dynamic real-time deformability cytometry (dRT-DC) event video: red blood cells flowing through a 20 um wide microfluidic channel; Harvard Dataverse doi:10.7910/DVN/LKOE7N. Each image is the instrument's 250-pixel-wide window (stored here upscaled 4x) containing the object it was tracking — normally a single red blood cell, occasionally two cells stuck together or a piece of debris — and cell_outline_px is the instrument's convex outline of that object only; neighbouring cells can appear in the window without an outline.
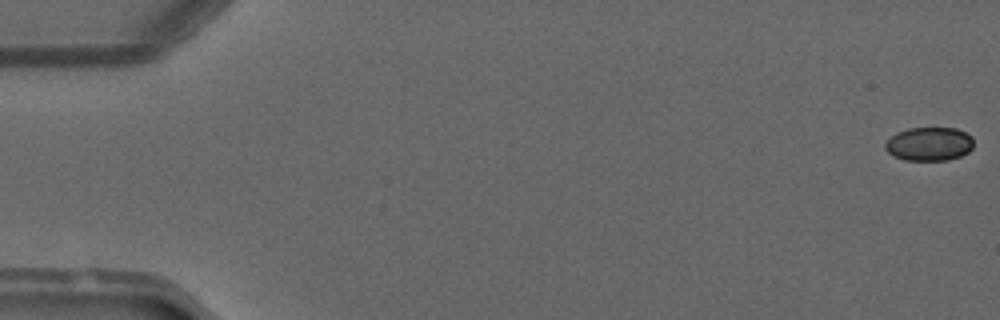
{"species": "common noctule bat (a hibernating species)", "species_latin": "Nyctalus noctula", "temperature_condition": "warm", "stored_images_in_passage": 51, "camera_frame_rate_fps": 3000, "um_per_image_px": 0.085, "animal": {"sex": "male", "forearm_length_mm": 52.5}, "frame": {"image": 1, "passage_image": 1, "time_ms": 0.0, "image_size_px": [1000, 320], "cell_outline_px": [[972, 148], [968, 152], [960, 156], [948, 160], [904, 160], [892, 156], [884, 148], [884, 144], [896, 132], [908, 128], [956, 128], [972, 136]], "centroid_in_image_um": [78.96, 12.24], "position_along_channel_um": 6.0, "area_um2": 17.4}}
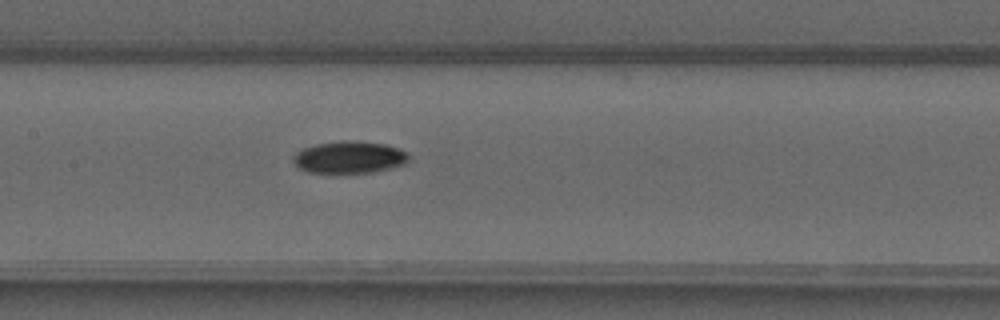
{"frame": {"image": 2, "passage_image": 25, "time_ms": 8.0, "image_size_px": [1000, 320], "cell_outline_px": [[408, 164], [372, 172], [308, 172], [300, 168], [292, 160], [292, 156], [296, 152], [304, 148], [316, 144], [340, 140], [356, 140], [388, 144], [408, 152]], "centroid_in_image_um": [29.73, 13.34], "position_along_channel_um": 177.7, "area_um2": 21.73}}
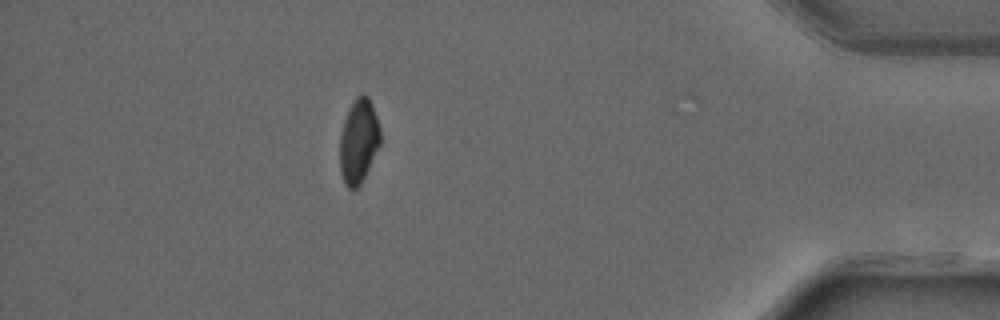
{"frame": {"image": 3, "passage_image": 45, "time_ms": 14.667, "image_size_px": [1000, 320], "cell_outline_px": [[380, 144], [360, 184], [356, 188], [348, 188], [344, 184], [340, 172], [340, 136], [344, 120], [356, 96], [360, 92], [364, 92], [368, 96], [372, 104], [380, 128]], "centroid_in_image_um": [30.48, 11.97], "position_along_channel_um": 404.7, "area_um2": 19.71}}